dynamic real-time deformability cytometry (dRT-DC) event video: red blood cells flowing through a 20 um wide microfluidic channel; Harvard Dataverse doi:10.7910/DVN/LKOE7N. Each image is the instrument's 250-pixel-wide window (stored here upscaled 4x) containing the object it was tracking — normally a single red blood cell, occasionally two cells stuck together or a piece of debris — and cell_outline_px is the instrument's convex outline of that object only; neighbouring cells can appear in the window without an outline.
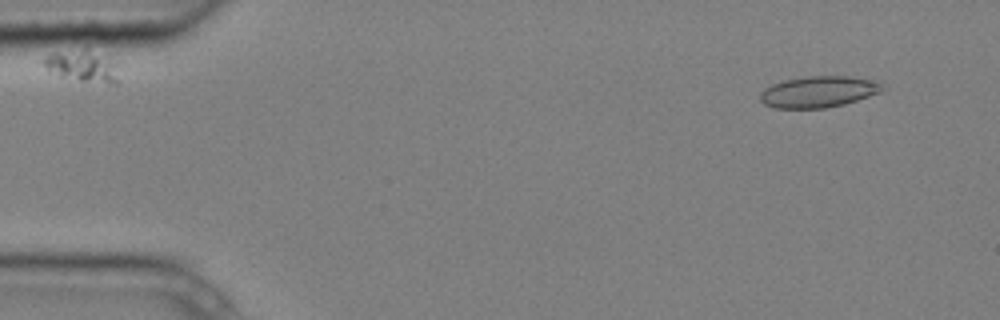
{"species": "common noctule bat (a hibernating species)", "species_latin": "Nyctalus noctula", "temperature_condition": "cold", "stored_images_in_passage": 4, "camera_frame_rate_fps": 3000, "um_per_image_px": 0.085, "animal": {"sex": "male", "body_mass_g": 20.4}, "frame": {"image": 1, "passage_image": 2, "time_ms": 0.333, "image_size_px": [1000, 320], "cell_outline_px": [[884, 88], [880, 92], [844, 104], [824, 108], [776, 108], [764, 104], [760, 100], [760, 92], [764, 88], [772, 84], [784, 80], [808, 76], [852, 76], [876, 80], [884, 84]], "centroid_in_image_um": [69.58, 7.79], "position_along_channel_um": 15.4, "area_um2": 22.37}}
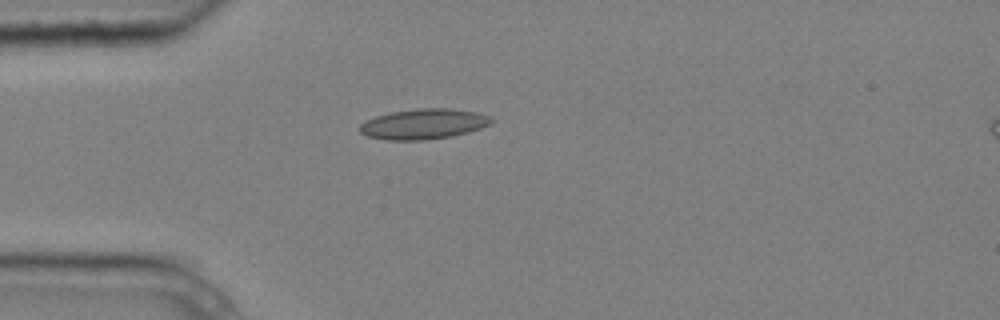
{"frame": {"image": 2, "passage_image": 4, "time_ms": 1.0, "image_size_px": [1000, 320], "cell_outline_px": [[492, 120], [488, 124], [480, 128], [468, 132], [452, 136], [428, 140], [384, 140], [368, 136], [360, 132], [360, 124], [376, 116], [392, 112], [416, 108], [452, 108], [476, 112], [492, 116]], "centroid_in_image_um": [36.01, 10.54], "position_along_channel_um": 49.0, "area_um2": 23.24}}